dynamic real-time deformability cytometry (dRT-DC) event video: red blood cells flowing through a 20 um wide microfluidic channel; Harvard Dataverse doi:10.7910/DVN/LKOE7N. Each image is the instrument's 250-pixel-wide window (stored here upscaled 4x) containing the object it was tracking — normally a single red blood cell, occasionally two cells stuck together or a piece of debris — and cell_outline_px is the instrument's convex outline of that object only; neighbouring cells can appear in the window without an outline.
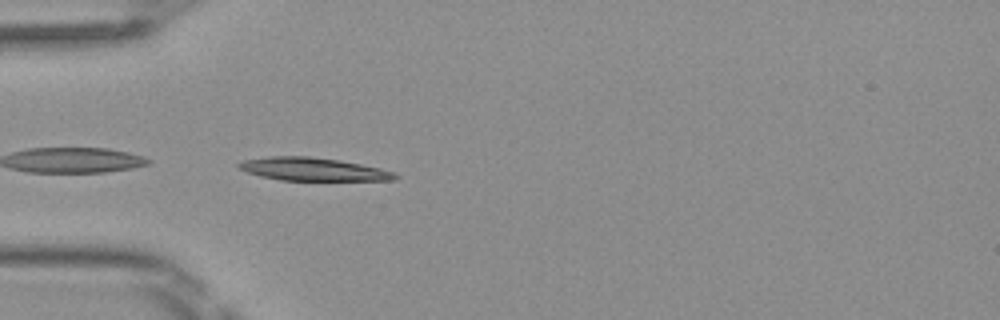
{"species": "Egyptian fruit bat (a non-hibernating species)", "species_latin": "Rousettus aegyptiacus", "temperature_condition": "room temperature", "stored_images_in_passage": 35, "camera_frame_rate_fps": 3000, "um_per_image_px": 0.085, "frame": {"image": 1, "passage_image": 1, "time_ms": 0.0, "image_size_px": [1000, 320], "cell_outline_px": [[400, 176], [396, 180], [280, 180], [260, 176], [248, 172], [240, 168], [236, 164], [244, 160], [272, 156], [308, 156], [340, 160], [380, 168], [396, 172]], "centroid_in_image_um": [26.65, 14.38], "position_along_channel_um": 58.3, "area_um2": 20.92}}
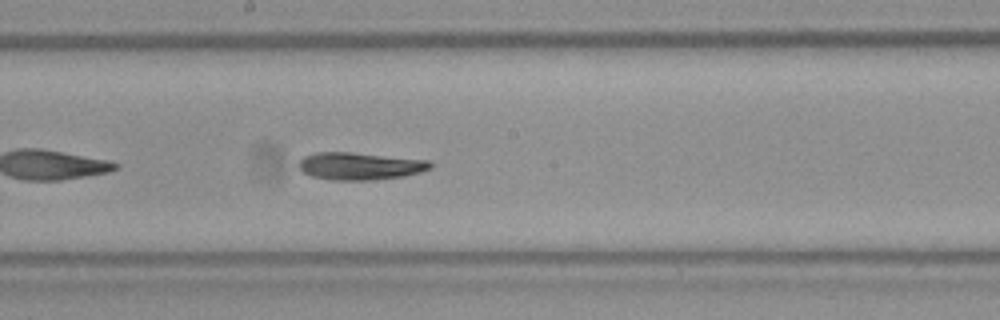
{"frame": {"image": 2, "passage_image": 13, "time_ms": 4.0, "image_size_px": [1000, 320], "cell_outline_px": [[432, 168], [420, 172], [404, 176], [372, 180], [332, 180], [312, 176], [304, 172], [300, 168], [300, 160], [304, 156], [316, 152], [352, 152], [432, 160]], "centroid_in_image_um": [30.65, 14.11], "position_along_channel_um": 217.6, "area_um2": 21.1}}
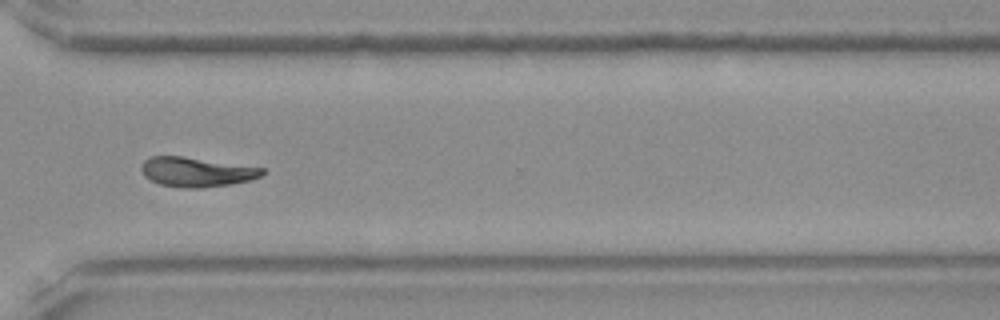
{"frame": {"image": 3, "passage_image": 23, "time_ms": 7.333, "image_size_px": [1000, 320], "cell_outline_px": [[264, 172], [260, 176], [252, 180], [204, 188], [180, 188], [160, 184], [144, 176], [140, 168], [140, 164], [148, 156], [180, 156], [264, 168]], "centroid_in_image_um": [16.65, 14.62], "position_along_channel_um": 354.0, "area_um2": 20.75}, "authors_computed_cell_mechanics": {"area_um2": 20.6346, "velocity_mm_per_s": 4.0937, "shape_relaxation_time_tau1_ms": 3.9808, "shape_relaxation_time_tau2_ms": 9.0613, "deformation_change_tau1": 0.2002, "deformation_change_tau2": 0.2009}}